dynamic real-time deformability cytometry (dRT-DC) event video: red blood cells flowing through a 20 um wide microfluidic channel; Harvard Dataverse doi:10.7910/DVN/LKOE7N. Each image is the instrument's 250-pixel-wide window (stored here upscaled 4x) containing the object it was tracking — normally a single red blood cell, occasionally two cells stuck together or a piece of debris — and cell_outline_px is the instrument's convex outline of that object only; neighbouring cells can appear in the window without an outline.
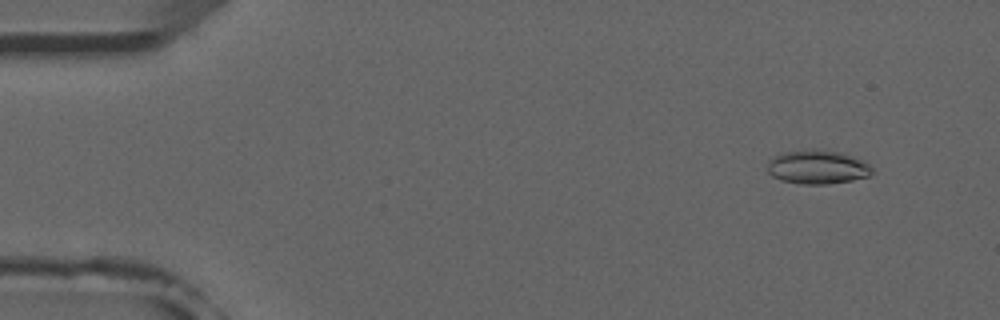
{"species": "common noctule bat (a hibernating species)", "species_latin": "Nyctalus noctula", "temperature_condition": "room temperature", "stored_images_in_passage": 6, "camera_frame_rate_fps": 3000, "um_per_image_px": 0.085, "animal": {"sex": "male", "forearm_length_mm": 52.5}, "frame": {"image": 1, "passage_image": 2, "time_ms": 1.333, "image_size_px": [1000, 320], "cell_outline_px": [[872, 172], [868, 176], [852, 180], [828, 184], [804, 184], [780, 180], [772, 176], [768, 172], [768, 160], [772, 156], [784, 152], [812, 148], [844, 152], [864, 160], [872, 168]], "centroid_in_image_um": [69.48, 14.18], "position_along_channel_um": 15.5, "area_um2": 20.98}}